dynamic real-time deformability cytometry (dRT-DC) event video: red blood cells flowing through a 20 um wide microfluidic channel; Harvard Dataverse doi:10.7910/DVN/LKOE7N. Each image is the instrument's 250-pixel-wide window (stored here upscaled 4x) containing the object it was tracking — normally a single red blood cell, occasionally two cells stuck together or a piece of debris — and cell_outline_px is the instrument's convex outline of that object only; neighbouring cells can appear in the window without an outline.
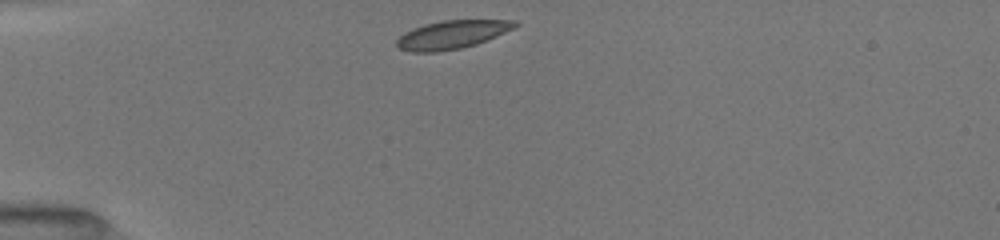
{"species": "common noctule bat (a hibernating species)", "species_latin": "Nyctalus noctula", "temperature_condition": "room temperature", "stored_images_in_passage": 45, "camera_frame_rate_fps": 3000, "um_per_image_px": 0.085, "animal": {"sex": "female", "body_mass_g": 19.5, "forearm_length_mm": 54.1}, "frame": {"image": 1, "passage_image": 1, "time_ms": 0.0, "image_size_px": [1000, 240], "cell_outline_px": [[520, 24], [516, 28], [476, 44], [460, 48], [436, 52], [412, 52], [396, 48], [396, 40], [404, 32], [412, 28], [424, 24], [444, 20], [516, 20]], "centroid_in_image_um": [38.41, 2.94], "position_along_channel_um": 46.6, "area_um2": 19.65}}
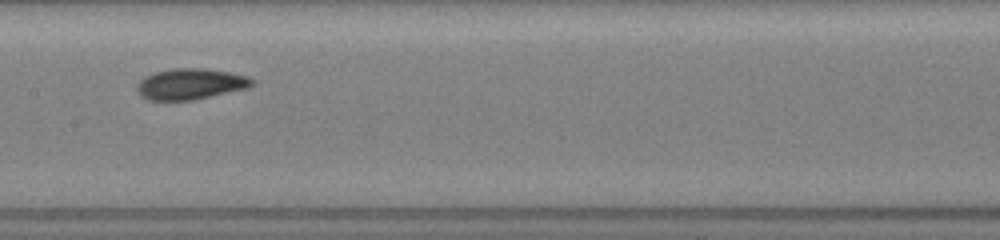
{"frame": {"image": 2, "passage_image": 19, "time_ms": 4.333, "image_size_px": [1000, 240], "cell_outline_px": [[256, 80], [248, 88], [192, 100], [148, 100], [140, 96], [136, 88], [136, 84], [144, 76], [156, 72], [172, 68], [204, 68], [232, 72], [248, 76]], "centroid_in_image_um": [16.19, 7.13], "position_along_channel_um": 191.2, "area_um2": 20.92}}
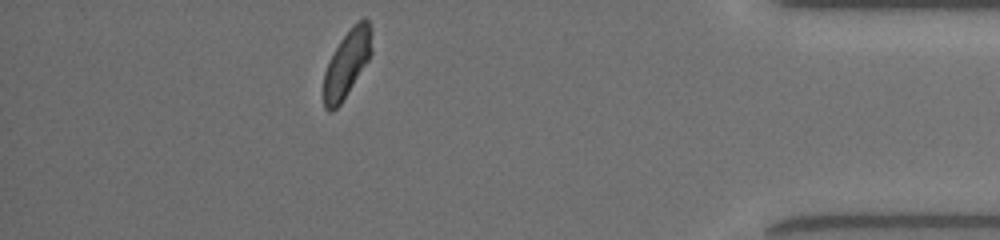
{"frame": {"image": 3, "passage_image": 41, "time_ms": 10.667, "image_size_px": [1000, 240], "cell_outline_px": [[372, 52], [368, 60], [340, 104], [332, 112], [328, 112], [324, 108], [324, 72], [328, 60], [340, 40], [364, 16], [368, 20], [372, 32]], "centroid_in_image_um": [29.48, 5.4], "position_along_channel_um": 405.7, "area_um2": 18.5}, "authors_computed_cell_mechanics": {"area_um2": 19.8832, "velocity_mm_per_s": 3.9942, "shape_relaxation_time_tau1_ms": 2.4339, "shape_relaxation_time_tau2_ms": 3.5213, "deformation_change_tau1": 0.1205, "deformation_change_tau2": 0.0762}}